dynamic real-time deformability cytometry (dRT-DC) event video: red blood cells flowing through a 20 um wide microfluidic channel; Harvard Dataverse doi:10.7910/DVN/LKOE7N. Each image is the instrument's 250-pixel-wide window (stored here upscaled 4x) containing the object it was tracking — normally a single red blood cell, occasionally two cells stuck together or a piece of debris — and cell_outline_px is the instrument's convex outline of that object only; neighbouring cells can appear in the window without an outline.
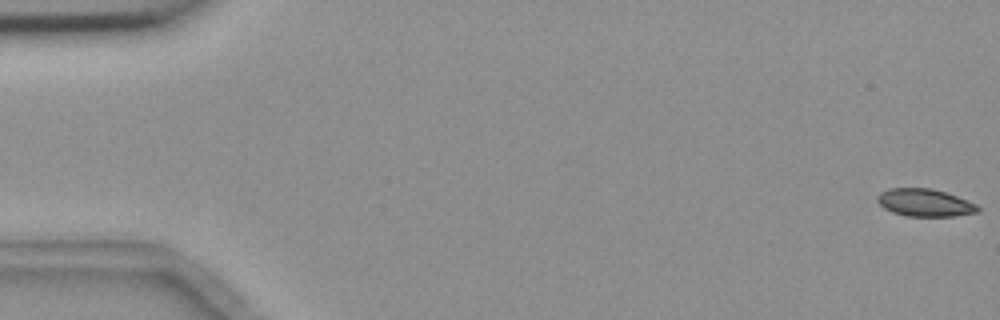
{"species": "common noctule bat (a hibernating species)", "species_latin": "Nyctalus noctula", "temperature_condition": "room temperature", "stored_images_in_passage": 5, "camera_frame_rate_fps": 3000, "um_per_image_px": 0.085, "animal": {"sex": "female", "body_mass_g": 18.4}, "frame": {"image": 1, "passage_image": 1, "time_ms": 0.0, "image_size_px": [1000, 320], "cell_outline_px": [[980, 212], [956, 216], [904, 216], [892, 212], [884, 208], [876, 200], [876, 196], [880, 192], [888, 188], [932, 188], [956, 196], [976, 204], [980, 208]], "centroid_in_image_um": [78.59, 17.23], "position_along_channel_um": 6.4, "area_um2": 16.24}}
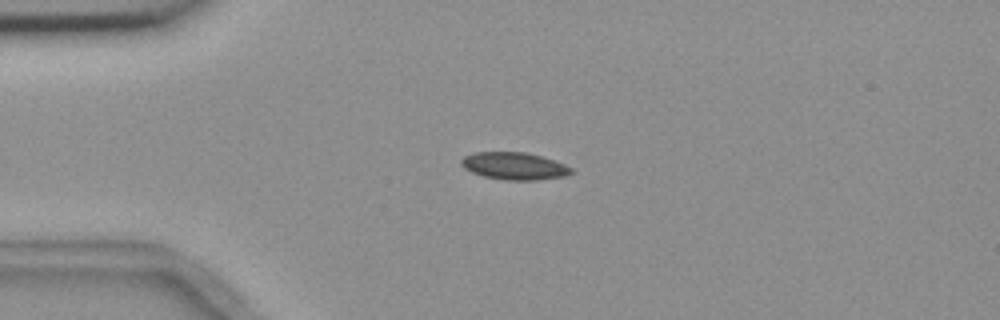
{"frame": {"image": 2, "passage_image": 4, "time_ms": 4.333, "image_size_px": [1000, 320], "cell_outline_px": [[576, 172], [564, 176], [536, 180], [504, 180], [484, 176], [472, 172], [464, 168], [460, 164], [460, 160], [464, 156], [472, 152], [528, 152], [564, 164], [572, 168]], "centroid_in_image_um": [43.7, 14.11], "position_along_channel_um": 41.3, "area_um2": 17.57}}